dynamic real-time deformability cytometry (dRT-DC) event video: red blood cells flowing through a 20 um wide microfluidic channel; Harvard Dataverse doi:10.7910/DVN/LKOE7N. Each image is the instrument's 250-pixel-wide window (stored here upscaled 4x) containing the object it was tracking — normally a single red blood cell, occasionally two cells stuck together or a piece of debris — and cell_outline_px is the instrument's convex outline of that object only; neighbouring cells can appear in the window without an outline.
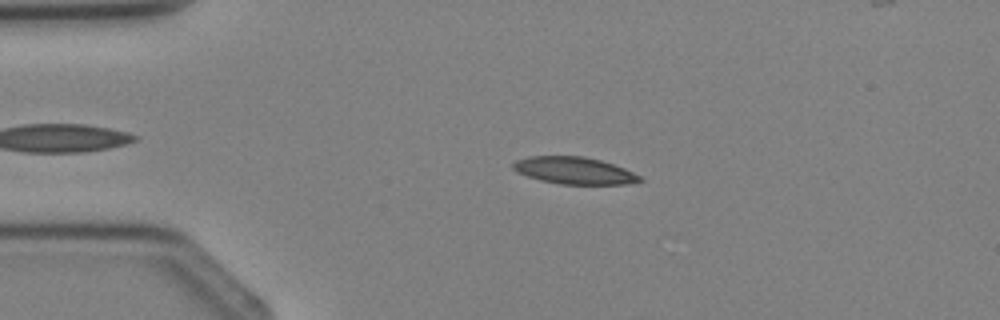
{"species": "Egyptian fruit bat (a non-hibernating species)", "species_latin": "Rousettus aegyptiacus", "temperature_condition": "cold", "stored_images_in_passage": 3, "camera_frame_rate_fps": 3000, "um_per_image_px": 0.085, "animal": {"sex": "female"}, "frame": {"image": 1, "passage_image": 2, "time_ms": 1.0, "image_size_px": [1000, 320], "cell_outline_px": [[644, 180], [628, 184], [560, 184], [540, 180], [516, 172], [512, 168], [512, 164], [516, 160], [528, 156], [584, 156], [600, 160], [624, 168], [640, 176]], "centroid_in_image_um": [48.78, 14.49], "position_along_channel_um": 36.2, "area_um2": 19.94}}
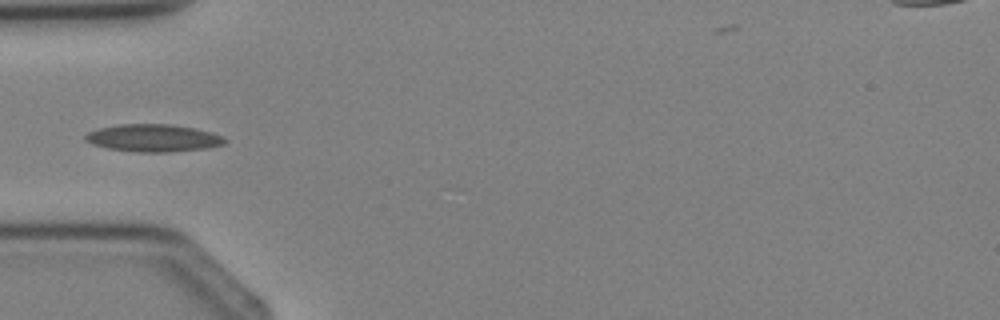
{"frame": {"image": 2, "passage_image": 3, "time_ms": 2.333, "image_size_px": [1000, 320], "cell_outline_px": [[228, 140], [224, 144], [204, 148], [168, 152], [136, 152], [108, 148], [92, 144], [84, 140], [84, 136], [88, 132], [96, 128], [116, 124], [172, 124], [212, 132], [224, 136]], "centroid_in_image_um": [13.0, 11.72], "position_along_channel_um": 72.0, "area_um2": 22.43}}